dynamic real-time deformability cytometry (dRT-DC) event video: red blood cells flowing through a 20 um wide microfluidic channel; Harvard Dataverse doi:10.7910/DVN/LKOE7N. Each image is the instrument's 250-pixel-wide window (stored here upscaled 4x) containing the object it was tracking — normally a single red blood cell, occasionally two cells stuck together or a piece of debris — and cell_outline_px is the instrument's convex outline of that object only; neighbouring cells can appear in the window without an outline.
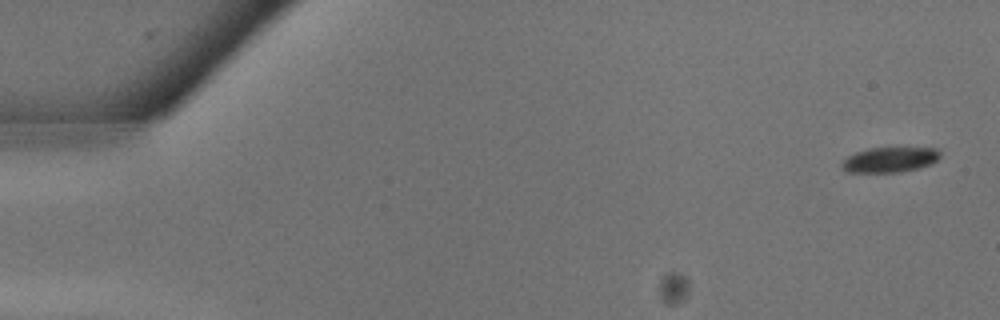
{"species": "common noctule bat (a hibernating species)", "species_latin": "Nyctalus noctula", "temperature_condition": "warm", "stored_images_in_passage": 29, "camera_frame_rate_fps": 3000, "um_per_image_px": 0.085, "animal": {"sex": "male", "body_mass_g": 13.3}, "frame": {"image": 1, "passage_image": 2, "time_ms": 0.333, "image_size_px": [1000, 320], "cell_outline_px": [[940, 156], [932, 164], [900, 172], [848, 172], [840, 168], [840, 164], [848, 156], [856, 152], [868, 148], [936, 148], [940, 152]], "centroid_in_image_um": [75.6, 13.57], "position_along_channel_um": 9.4, "area_um2": 14.33}}
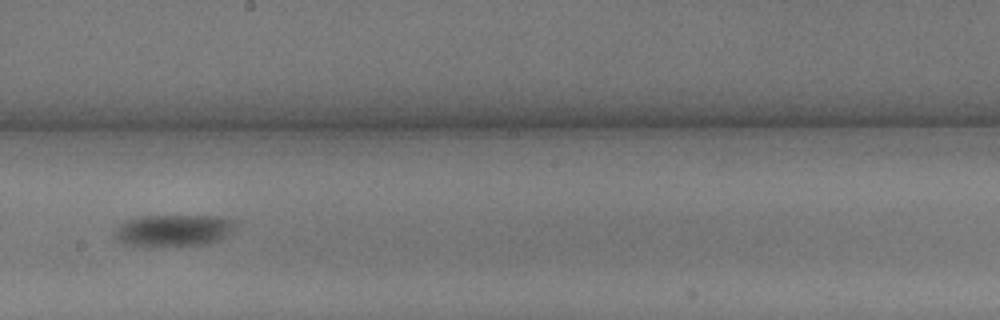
{"frame": {"image": 2, "passage_image": 17, "time_ms": 5.333, "image_size_px": [1000, 320], "cell_outline_px": [[236, 228], [232, 232], [220, 240], [204, 244], [124, 244], [116, 240], [112, 236], [112, 232], [120, 224], [128, 220], [140, 216], [220, 216], [232, 220], [236, 224]], "centroid_in_image_um": [14.76, 19.55], "position_along_channel_um": 233.4, "area_um2": 21.91}}
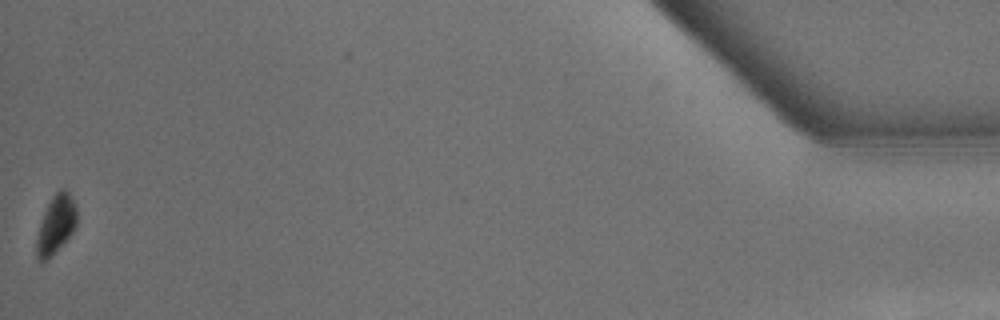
{"frame": {"image": 3, "passage_image": 29, "time_ms": 9.333, "image_size_px": [1000, 320], "cell_outline_px": [[76, 228], [52, 256], [48, 260], [36, 260], [36, 240], [40, 224], [44, 212], [52, 196], [60, 188], [64, 188], [68, 192], [76, 204]], "centroid_in_image_um": [4.75, 19.09], "position_along_channel_um": 430.4, "area_um2": 13.7}}